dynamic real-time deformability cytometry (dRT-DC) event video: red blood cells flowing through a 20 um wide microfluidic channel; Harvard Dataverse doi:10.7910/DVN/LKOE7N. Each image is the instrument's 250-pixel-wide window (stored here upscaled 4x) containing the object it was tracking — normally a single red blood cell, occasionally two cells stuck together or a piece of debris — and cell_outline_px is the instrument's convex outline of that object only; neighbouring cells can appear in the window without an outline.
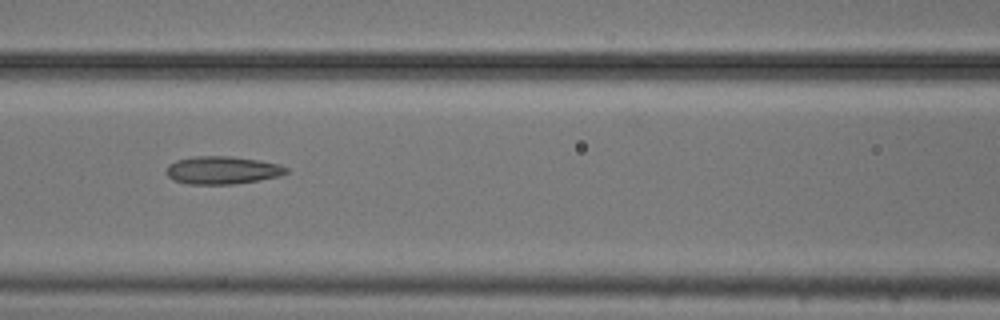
{"species": "common noctule bat (a hibernating species)", "species_latin": "Nyctalus noctula", "temperature_condition": "cold", "stored_images_in_passage": 8, "camera_frame_rate_fps": 3000, "um_per_image_px": 0.085, "animal": {"sex": "male", "body_mass_g": 20.5, "forearm_length_mm": 52.5}, "frame": {"image": 1, "passage_image": 6, "time_ms": 1.667, "image_size_px": [1000, 320], "cell_outline_px": [[288, 172], [280, 176], [260, 180], [236, 184], [188, 184], [176, 180], [168, 176], [168, 164], [176, 160], [192, 156], [232, 156], [280, 164], [288, 168]], "centroid_in_image_um": [18.93, 14.46], "position_along_channel_um": 147.7, "area_um2": 19.42}}
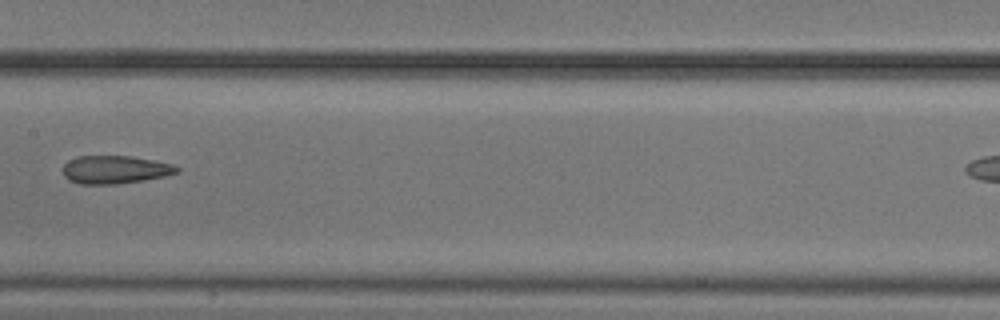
{"frame": {"image": 2, "passage_image": 7, "time_ms": 2.0, "image_size_px": [1000, 320], "cell_outline_px": [[180, 172], [164, 176], [144, 180], [112, 184], [80, 184], [68, 180], [64, 176], [64, 164], [68, 160], [80, 156], [132, 156], [172, 164], [180, 168]], "centroid_in_image_um": [9.78, 14.42], "position_along_channel_um": 197.6, "area_um2": 18.55}}
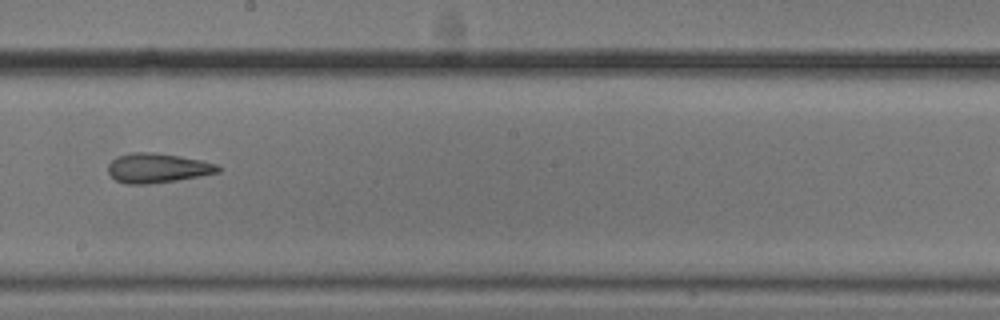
{"frame": {"image": 3, "passage_image": 8, "time_ms": 2.333, "image_size_px": [1000, 320], "cell_outline_px": [[220, 172], [176, 180], [148, 184], [124, 184], [116, 180], [108, 172], [108, 164], [116, 156], [132, 152], [152, 152], [180, 156], [200, 160], [216, 164], [220, 168]], "centroid_in_image_um": [13.34, 14.28], "position_along_channel_um": 234.9, "area_um2": 18.84}}